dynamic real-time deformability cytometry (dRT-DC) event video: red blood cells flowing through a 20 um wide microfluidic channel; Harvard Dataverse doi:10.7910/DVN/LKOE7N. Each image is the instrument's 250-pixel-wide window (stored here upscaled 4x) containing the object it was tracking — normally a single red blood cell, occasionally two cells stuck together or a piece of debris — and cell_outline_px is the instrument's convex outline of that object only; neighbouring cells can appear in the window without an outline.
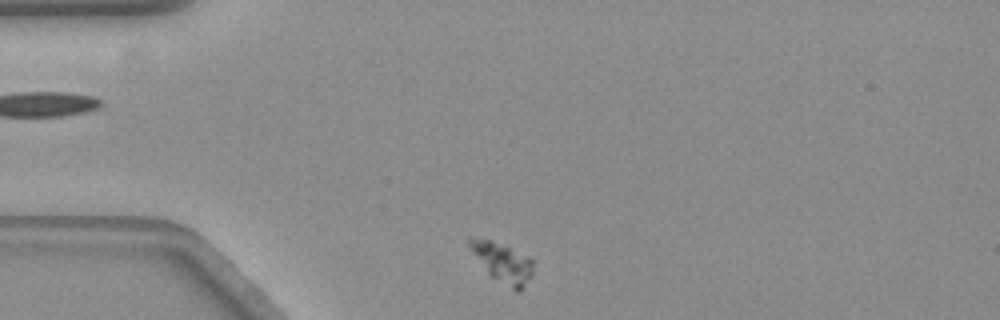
{"species": "common noctule bat (a hibernating species)", "species_latin": "Nyctalus noctula", "temperature_condition": "warm", "stored_images_in_passage": 49, "camera_frame_rate_fps": 3000, "um_per_image_px": 0.085, "animal": {"sex": "female", "body_mass_g": 19.3, "forearm_length_mm": 54.1}, "frame": {"image": 1, "passage_image": 1, "time_ms": 0.0, "image_size_px": [1000, 320], "cell_outline_px": [[532, 272], [520, 292], [516, 292], [492, 276], [488, 272], [472, 252], [468, 244], [468, 236], [472, 236], [492, 240], [508, 244], [532, 260]], "centroid_in_image_um": [42.7, 22.25], "position_along_channel_um": 42.3, "area_um2": 14.62}}
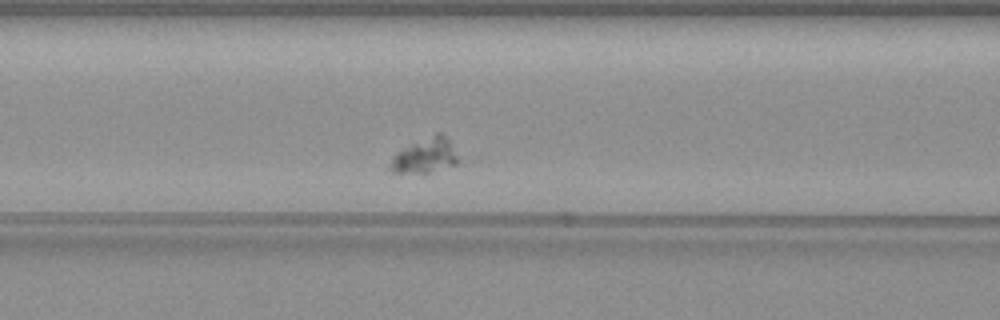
{"frame": {"image": 2, "passage_image": 12, "time_ms": 3.667, "image_size_px": [1000, 320], "cell_outline_px": [[456, 164], [428, 172], [392, 172], [384, 168], [396, 152], [436, 132], [440, 132], [448, 140], [456, 156]], "centroid_in_image_um": [36.02, 13.24], "position_along_channel_um": 130.6, "area_um2": 13.41}}
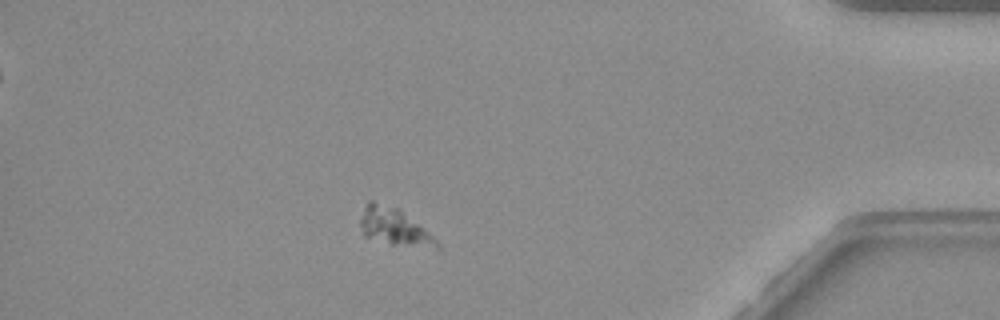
{"frame": {"image": 3, "passage_image": 41, "time_ms": 13.333, "image_size_px": [1000, 320], "cell_outline_px": [[440, 248], [436, 248], [392, 244], [364, 236], [360, 224], [360, 220], [364, 204], [368, 200], [372, 200], [396, 208], [428, 232], [440, 244]], "centroid_in_image_um": [33.44, 19.27], "position_along_channel_um": 401.8, "area_um2": 15.95}}